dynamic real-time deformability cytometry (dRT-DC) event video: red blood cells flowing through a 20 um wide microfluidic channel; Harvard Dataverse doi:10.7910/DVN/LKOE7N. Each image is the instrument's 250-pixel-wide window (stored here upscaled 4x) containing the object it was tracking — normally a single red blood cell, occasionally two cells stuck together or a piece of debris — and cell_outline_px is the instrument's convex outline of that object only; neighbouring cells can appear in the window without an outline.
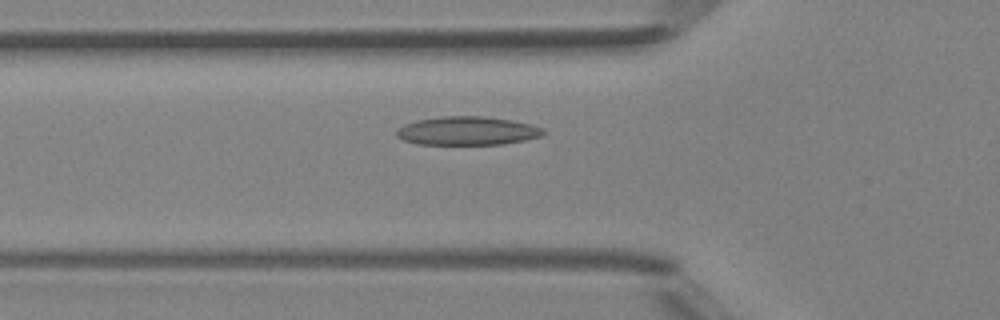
{"species": "Egyptian fruit bat (a non-hibernating species)", "species_latin": "Rousettus aegyptiacus", "temperature_condition": "room temperature", "stored_images_in_passage": 40, "camera_frame_rate_fps": 3000, "um_per_image_px": 0.085, "animal": {"sex": "female"}, "frame": {"image": 1, "passage_image": 8, "time_ms": 2.333, "image_size_px": [1000, 320], "cell_outline_px": [[544, 132], [540, 136], [524, 140], [500, 144], [420, 144], [404, 140], [396, 136], [396, 128], [404, 124], [416, 120], [440, 116], [484, 116], [508, 120], [528, 124], [544, 128]], "centroid_in_image_um": [39.66, 11.11], "position_along_channel_um": 86.1, "area_um2": 24.22}}
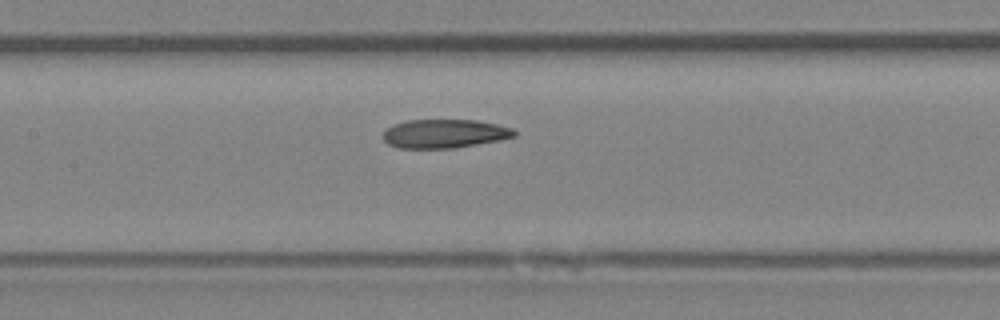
{"frame": {"image": 2, "passage_image": 14, "time_ms": 4.333, "image_size_px": [1000, 320], "cell_outline_px": [[516, 136], [500, 140], [452, 148], [396, 148], [388, 144], [380, 136], [384, 128], [392, 124], [408, 120], [476, 120], [496, 124], [512, 128], [516, 132]], "centroid_in_image_um": [37.7, 11.36], "position_along_channel_um": 169.7, "area_um2": 22.2}}
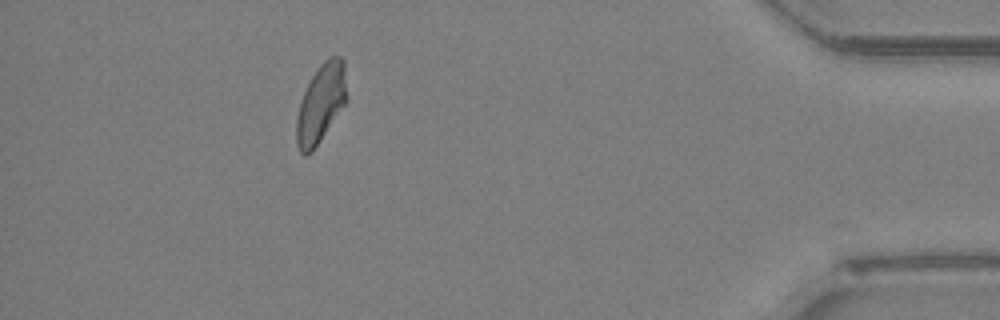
{"frame": {"image": 3, "passage_image": 35, "time_ms": 11.333, "image_size_px": [1000, 320], "cell_outline_px": [[348, 100], [312, 152], [304, 156], [300, 152], [296, 144], [296, 120], [300, 100], [312, 76], [320, 64], [328, 56], [340, 56], [344, 60]], "centroid_in_image_um": [27.28, 8.78], "position_along_channel_um": 407.9, "area_um2": 23.24}, "authors_computed_cell_mechanics": {"area_um2": 22.6865, "velocity_mm_per_s": 4.1901, "shape_relaxation_time_tau1_ms": null, "shape_relaxation_time_tau2_ms": 3.9252, "deformation_change_tau1": null, "deformation_change_tau2": 0.1058}}